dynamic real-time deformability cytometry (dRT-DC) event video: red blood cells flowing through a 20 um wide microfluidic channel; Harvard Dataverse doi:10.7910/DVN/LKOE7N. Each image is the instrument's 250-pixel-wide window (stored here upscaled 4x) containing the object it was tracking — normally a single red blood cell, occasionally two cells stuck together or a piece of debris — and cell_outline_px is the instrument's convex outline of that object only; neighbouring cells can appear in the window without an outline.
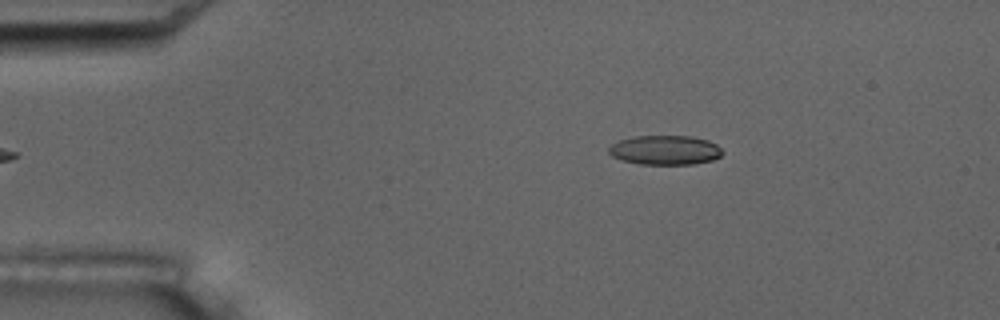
{"species": "common noctule bat (a hibernating species)", "species_latin": "Nyctalus noctula", "temperature_condition": "room temperature", "stored_images_in_passage": 2, "camera_frame_rate_fps": 3000, "um_per_image_px": 0.085, "animal": {"sex": "male", "body_mass_g": 17.5, "forearm_length_mm": 52.3}, "frame": {"image": 1, "passage_image": 2, "time_ms": 1.0, "image_size_px": [1000, 320], "cell_outline_px": [[724, 152], [720, 156], [712, 160], [692, 164], [640, 164], [620, 160], [612, 156], [608, 152], [608, 148], [612, 144], [620, 140], [632, 136], [692, 136], [708, 140], [716, 144]], "centroid_in_image_um": [56.52, 12.75], "position_along_channel_um": 28.5, "area_um2": 19.54}}